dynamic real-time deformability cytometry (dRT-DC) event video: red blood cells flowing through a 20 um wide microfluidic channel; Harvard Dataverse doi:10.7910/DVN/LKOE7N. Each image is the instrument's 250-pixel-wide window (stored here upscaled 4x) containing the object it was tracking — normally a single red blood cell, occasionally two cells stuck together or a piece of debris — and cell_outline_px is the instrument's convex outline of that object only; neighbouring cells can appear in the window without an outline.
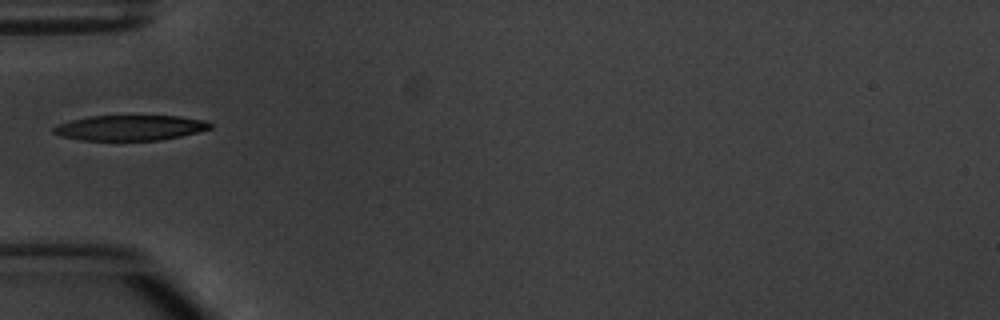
{"species": "common noctule bat (a hibernating species)", "species_latin": "Nyctalus noctula", "temperature_condition": "warm", "stored_images_in_passage": 1, "camera_frame_rate_fps": 3000, "um_per_image_px": 0.085, "animal": {"sex": "male", "body_mass_g": 20.1, "forearm_length_mm": 53.5}, "frame": {"image": 1, "passage_image": 1, "time_ms": 0.0, "image_size_px": [1000, 320], "cell_outline_px": [[212, 128], [200, 132], [160, 140], [84, 140], [60, 136], [52, 132], [52, 128], [56, 124], [88, 116], [176, 116], [208, 120], [212, 124]], "centroid_in_image_um": [11.07, 10.86], "position_along_channel_um": 73.9, "area_um2": 23.18}}